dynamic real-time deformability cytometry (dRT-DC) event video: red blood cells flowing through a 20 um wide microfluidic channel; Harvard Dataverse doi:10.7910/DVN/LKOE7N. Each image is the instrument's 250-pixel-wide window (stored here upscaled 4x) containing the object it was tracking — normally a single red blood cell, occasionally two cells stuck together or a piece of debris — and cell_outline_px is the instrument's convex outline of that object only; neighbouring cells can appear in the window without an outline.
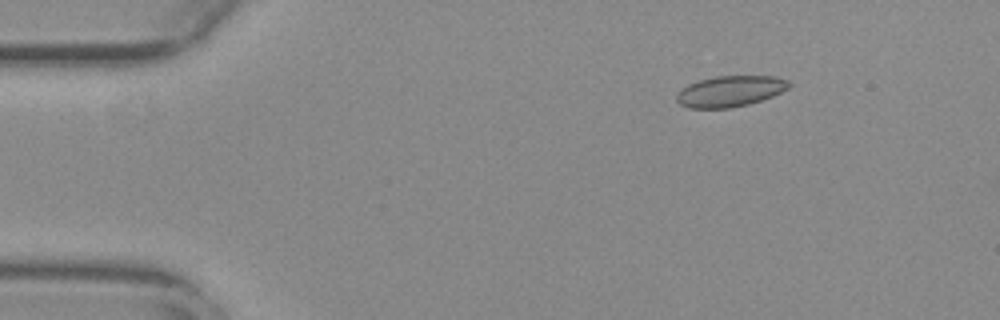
{"species": "common noctule bat (a hibernating species)", "species_latin": "Nyctalus noctula", "temperature_condition": "warm", "stored_images_in_passage": 55, "camera_frame_rate_fps": 3000, "um_per_image_px": 0.085, "animal": {"sex": "female", "body_mass_g": 29.2, "forearm_length_mm": 56.3}, "frame": {"image": 1, "passage_image": 8, "time_ms": 2.333, "image_size_px": [1000, 320], "cell_outline_px": [[792, 84], [788, 88], [772, 96], [748, 104], [728, 108], [688, 108], [680, 104], [676, 100], [676, 96], [688, 84], [700, 80], [716, 76], [776, 76], [788, 80]], "centroid_in_image_um": [62.08, 7.75], "position_along_channel_um": 22.9, "area_um2": 20.06}}
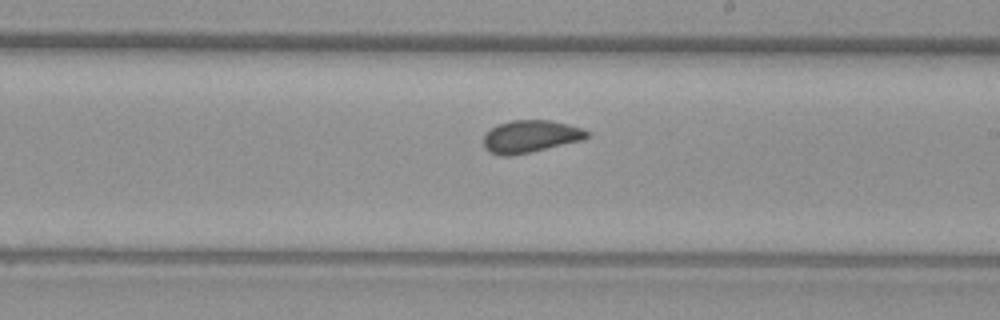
{"frame": {"image": 2, "passage_image": 32, "time_ms": 10.333, "image_size_px": [1000, 320], "cell_outline_px": [[588, 136], [584, 140], [532, 152], [512, 156], [500, 156], [488, 152], [484, 148], [484, 132], [496, 124], [512, 120], [548, 120], [568, 124], [584, 128], [588, 132]], "centroid_in_image_um": [45.06, 11.61], "position_along_channel_um": 243.9, "area_um2": 19.94}}
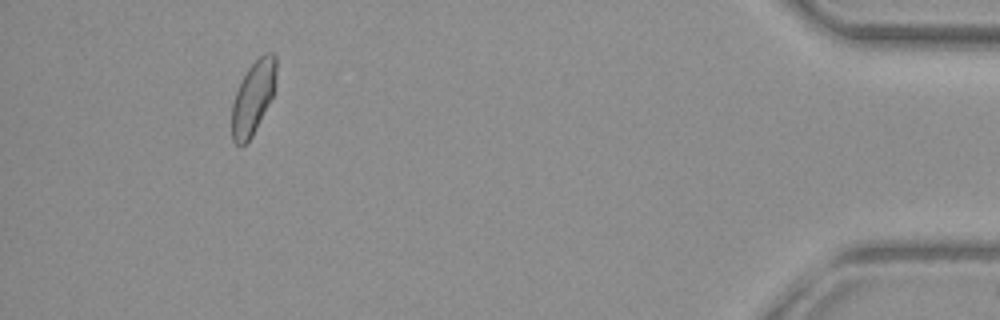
{"frame": {"image": 3, "passage_image": 51, "time_ms": 16.667, "image_size_px": [1000, 320], "cell_outline_px": [[276, 76], [272, 96], [252, 136], [240, 148], [232, 140], [232, 100], [240, 80], [248, 68], [264, 52], [272, 52], [276, 56]], "centroid_in_image_um": [21.49, 8.27], "position_along_channel_um": 413.7, "area_um2": 18.9}, "authors_computed_cell_mechanics": {"area_um2": 19.7098, "velocity_mm_per_s": 3.7625, "shape_relaxation_time_tau1_ms": null, "shape_relaxation_time_tau2_ms": 1.2463, "deformation_change_tau1": null, "deformation_change_tau2": 0.0422}}